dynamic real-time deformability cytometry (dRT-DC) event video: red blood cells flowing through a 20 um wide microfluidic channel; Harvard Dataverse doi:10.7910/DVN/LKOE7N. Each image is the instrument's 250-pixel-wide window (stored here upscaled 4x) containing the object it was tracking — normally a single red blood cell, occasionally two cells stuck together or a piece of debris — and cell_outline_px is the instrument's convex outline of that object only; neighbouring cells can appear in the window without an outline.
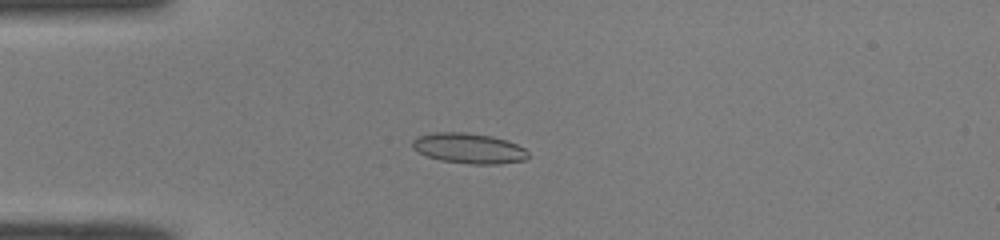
{"species": "common noctule bat (a hibernating species)", "species_latin": "Nyctalus noctula", "temperature_condition": "room temperature", "stored_images_in_passage": 50, "camera_frame_rate_fps": 3000, "um_per_image_px": 0.085, "animal": {"sex": "male", "body_mass_g": 19.0, "forearm_length_mm": 50.8}, "frame": {"image": 1, "passage_image": 14, "time_ms": 4.333, "image_size_px": [1000, 240], "cell_outline_px": [[528, 156], [524, 160], [500, 164], [468, 164], [440, 160], [428, 156], [412, 148], [412, 140], [416, 136], [432, 132], [464, 132], [492, 136], [508, 140], [524, 148], [528, 152]], "centroid_in_image_um": [39.84, 12.6], "position_along_channel_um": 45.2, "area_um2": 20.58}}
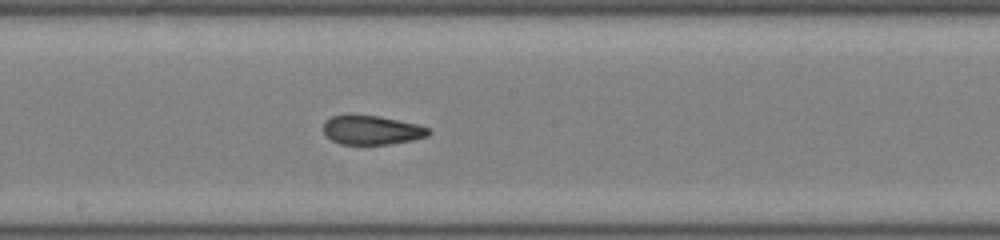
{"frame": {"image": 2, "passage_image": 28, "time_ms": 9.0, "image_size_px": [1000, 240], "cell_outline_px": [[432, 132], [428, 136], [412, 140], [388, 144], [340, 144], [332, 140], [324, 132], [324, 120], [332, 116], [380, 116], [416, 124], [428, 128]], "centroid_in_image_um": [31.62, 11.07], "position_along_channel_um": 216.6, "area_um2": 17.51}}
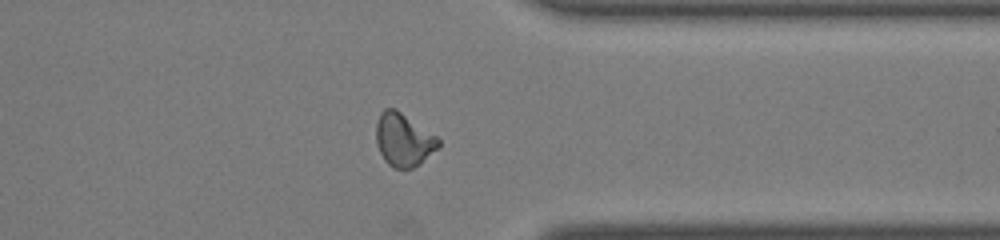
{"frame": {"image": 3, "passage_image": 40, "time_ms": 13.0, "image_size_px": [1000, 240], "cell_outline_px": [[440, 144], [420, 164], [412, 168], [392, 168], [384, 160], [376, 144], [376, 120], [380, 112], [384, 108], [396, 108], [436, 136], [440, 140]], "centroid_in_image_um": [34.26, 11.87], "position_along_channel_um": 377.1, "area_um2": 19.25}, "authors_computed_cell_mechanics": {"area_um2": 19.0451, "velocity_mm_per_s": 4.1107, "shape_relaxation_time_tau1_ms": null, "shape_relaxation_time_tau2_ms": 1.6191, "deformation_change_tau1": null, "deformation_change_tau2": 0.0712}}